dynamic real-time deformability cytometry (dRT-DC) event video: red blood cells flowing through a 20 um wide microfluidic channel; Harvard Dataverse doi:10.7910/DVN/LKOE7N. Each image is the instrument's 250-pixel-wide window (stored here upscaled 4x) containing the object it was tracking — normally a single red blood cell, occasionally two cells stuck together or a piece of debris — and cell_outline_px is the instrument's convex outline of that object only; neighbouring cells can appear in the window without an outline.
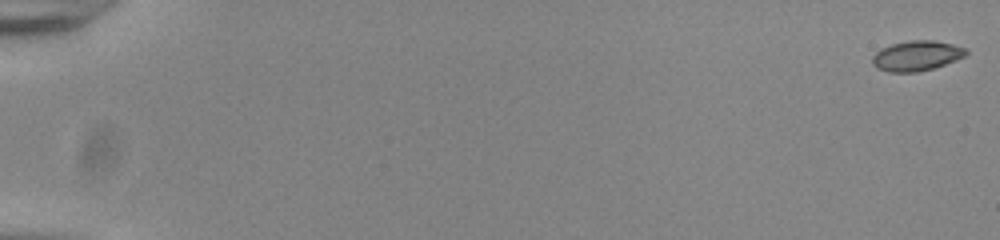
{"species": "common noctule bat (a hibernating species)", "species_latin": "Nyctalus noctula", "temperature_condition": "room temperature", "stored_images_in_passage": 56, "camera_frame_rate_fps": 3000, "um_per_image_px": 0.085, "animal": {"sex": "male", "body_mass_g": 20.0, "forearm_length_mm": 53.3}, "frame": {"image": 1, "passage_image": 1, "time_ms": 0.0, "image_size_px": [1000, 240], "cell_outline_px": [[968, 52], [964, 56], [956, 60], [932, 68], [916, 72], [888, 72], [876, 68], [872, 64], [872, 56], [880, 48], [892, 44], [908, 40], [932, 40], [952, 44], [968, 48]], "centroid_in_image_um": [77.89, 4.73], "position_along_channel_um": 7.1, "area_um2": 16.47}}
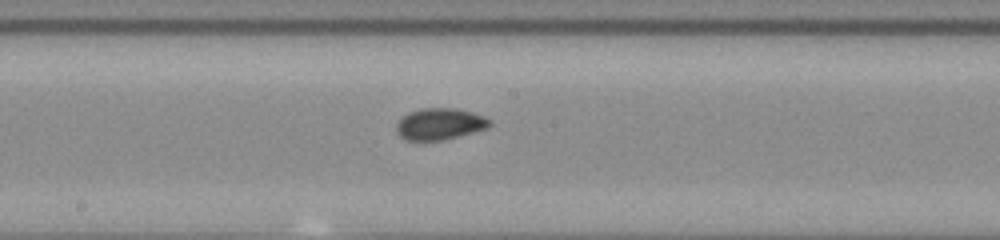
{"frame": {"image": 2, "passage_image": 32, "time_ms": 10.333, "image_size_px": [1000, 240], "cell_outline_px": [[492, 124], [488, 128], [444, 140], [404, 140], [396, 132], [396, 124], [408, 112], [420, 108], [456, 108], [472, 112], [484, 116], [492, 120]], "centroid_in_image_um": [37.4, 10.53], "position_along_channel_um": 210.8, "area_um2": 17.28}}
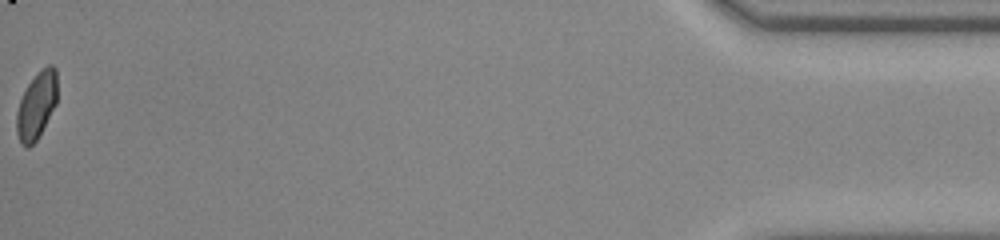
{"frame": {"image": 3, "passage_image": 56, "time_ms": 18.333, "image_size_px": [1000, 240], "cell_outline_px": [[56, 104], [36, 140], [28, 148], [20, 144], [16, 132], [16, 112], [20, 100], [28, 84], [48, 64], [52, 64], [56, 68]], "centroid_in_image_um": [3.08, 9.0], "position_along_channel_um": 432.1, "area_um2": 15.55}, "authors_computed_cell_mechanics": {"area_um2": 16.5308, "velocity_mm_per_s": 3.8532, "shape_relaxation_time_tau1_ms": 6.4586, "shape_relaxation_time_tau2_ms": 0.4971, "deformation_change_tau1": 0.1126, "deformation_change_tau2": 0.0404}}